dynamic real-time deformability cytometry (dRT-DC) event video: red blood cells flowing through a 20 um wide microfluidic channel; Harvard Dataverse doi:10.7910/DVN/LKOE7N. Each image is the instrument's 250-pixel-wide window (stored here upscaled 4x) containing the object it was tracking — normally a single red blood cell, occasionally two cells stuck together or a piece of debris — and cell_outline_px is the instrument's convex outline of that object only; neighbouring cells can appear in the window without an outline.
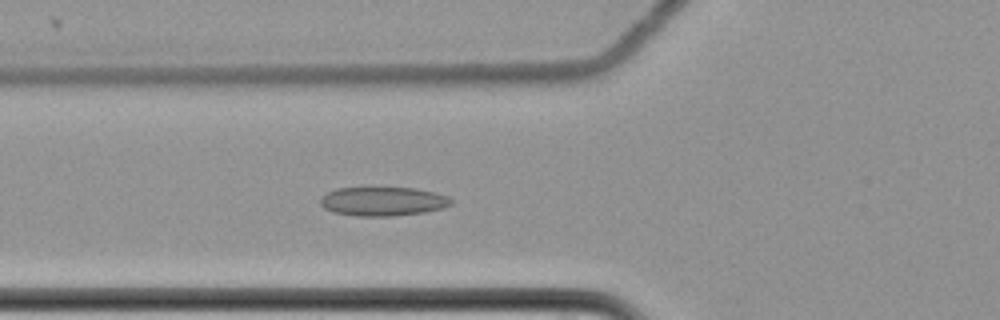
{"species": "common noctule bat (a hibernating species)", "species_latin": "Nyctalus noctula", "temperature_condition": "cold", "stored_images_in_passage": 4, "camera_frame_rate_fps": 3000, "um_per_image_px": 0.085, "animal": {"sex": "female", "body_mass_g": 22.7, "forearm_length_mm": 54.2}, "frame": {"image": 1, "passage_image": 4, "time_ms": 1.0, "image_size_px": [1000, 320], "cell_outline_px": [[452, 204], [444, 208], [424, 212], [392, 216], [356, 216], [332, 212], [324, 208], [320, 204], [320, 196], [336, 188], [416, 188], [436, 192], [448, 196], [452, 200]], "centroid_in_image_um": [32.55, 17.12], "position_along_channel_um": 93.3, "area_um2": 22.25}}